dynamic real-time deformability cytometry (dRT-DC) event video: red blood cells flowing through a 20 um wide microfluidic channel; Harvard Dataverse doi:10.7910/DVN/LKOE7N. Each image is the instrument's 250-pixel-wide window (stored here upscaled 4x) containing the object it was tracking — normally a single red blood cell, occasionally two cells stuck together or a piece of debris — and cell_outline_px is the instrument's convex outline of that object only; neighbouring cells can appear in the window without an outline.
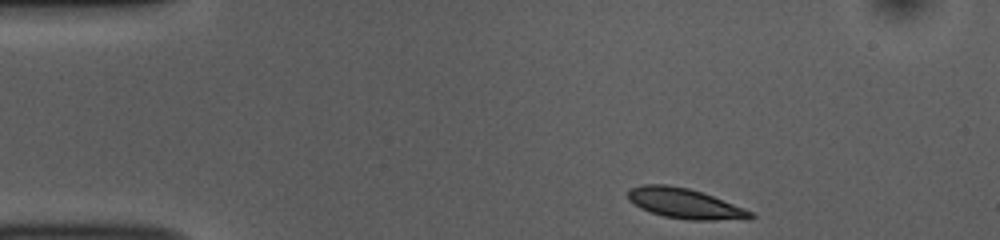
{"species": "common noctule bat (a hibernating species)", "species_latin": "Nyctalus noctula", "temperature_condition": "room temperature", "stored_images_in_passage": 42, "camera_frame_rate_fps": 3000, "um_per_image_px": 0.085, "animal": {"sex": "female", "body_mass_g": 10.0, "forearm_length_mm": 53.1}, "frame": {"image": 1, "passage_image": 1, "time_ms": 0.0, "image_size_px": [1000, 240], "cell_outline_px": [[756, 216], [752, 220], [688, 220], [664, 216], [640, 208], [628, 200], [628, 188], [640, 184], [668, 184], [688, 188], [712, 196], [744, 208], [752, 212]], "centroid_in_image_um": [58.22, 17.3], "position_along_channel_um": 26.8, "area_um2": 21.73}}
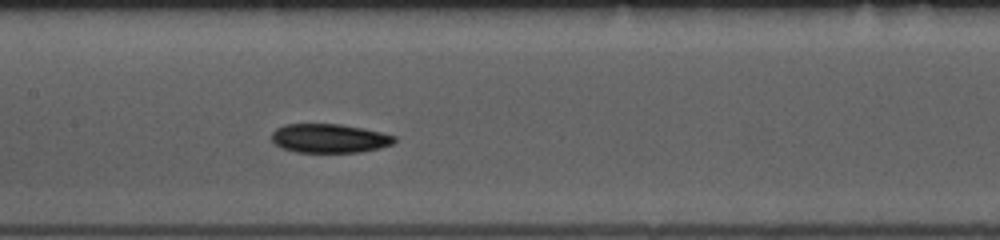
{"frame": {"image": 2, "passage_image": 18, "time_ms": 5.667, "image_size_px": [1000, 240], "cell_outline_px": [[396, 140], [392, 144], [380, 148], [360, 152], [296, 152], [280, 148], [272, 140], [272, 132], [276, 128], [284, 124], [340, 124], [364, 128], [396, 136]], "centroid_in_image_um": [27.99, 11.76], "position_along_channel_um": 179.4, "area_um2": 20.81}}
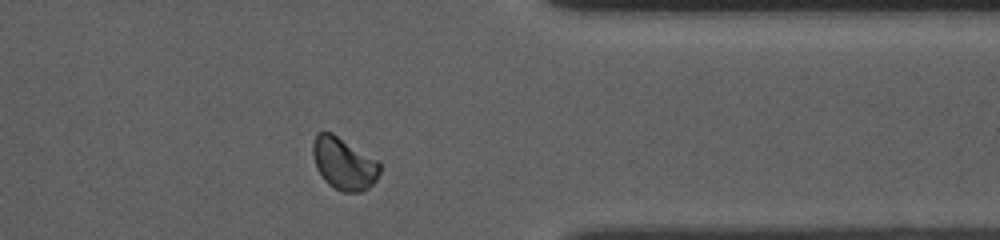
{"frame": {"image": 3, "passage_image": 35, "time_ms": 11.333, "image_size_px": [1000, 240], "cell_outline_px": [[380, 172], [376, 180], [368, 188], [360, 192], [344, 192], [328, 184], [324, 180], [316, 168], [312, 156], [312, 144], [316, 132], [332, 132], [380, 160]], "centroid_in_image_um": [29.23, 13.87], "position_along_channel_um": 382.2, "area_um2": 20.75}, "authors_computed_cell_mechanics": {"area_um2": 20.9814, "velocity_mm_per_s": 3.7728, "shape_relaxation_time_tau1_ms": 4.0529, "shape_relaxation_time_tau2_ms": null, "deformation_change_tau1": 0.0907, "deformation_change_tau2": null}}